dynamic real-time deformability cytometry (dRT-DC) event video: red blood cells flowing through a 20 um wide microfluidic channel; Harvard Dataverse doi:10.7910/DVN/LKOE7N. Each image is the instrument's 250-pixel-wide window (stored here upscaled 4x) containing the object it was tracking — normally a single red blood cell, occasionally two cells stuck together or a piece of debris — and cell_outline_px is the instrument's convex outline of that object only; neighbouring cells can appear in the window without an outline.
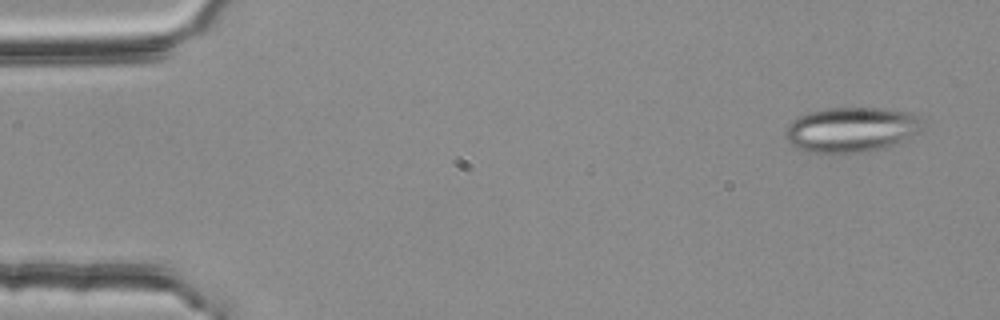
{"species": "common noctule bat (a hibernating species)", "species_latin": "Nyctalus noctula", "temperature_condition": "room temperature", "stored_images_in_passage": 13, "camera_frame_rate_fps": 3000, "um_per_image_px": 0.085, "animal": {"sex": "female", "body_mass_g": 25.1}, "frame": {"image": 1, "passage_image": 3, "time_ms": 0.667, "image_size_px": [1000, 320], "cell_outline_px": [[924, 128], [920, 132], [888, 148], [860, 152], [808, 152], [796, 148], [788, 144], [784, 136], [784, 132], [788, 124], [796, 116], [808, 112], [828, 108], [880, 108], [908, 112], [920, 116], [924, 120]], "centroid_in_image_um": [72.37, 11.01], "position_along_channel_um": 12.6, "area_um2": 36.53}}